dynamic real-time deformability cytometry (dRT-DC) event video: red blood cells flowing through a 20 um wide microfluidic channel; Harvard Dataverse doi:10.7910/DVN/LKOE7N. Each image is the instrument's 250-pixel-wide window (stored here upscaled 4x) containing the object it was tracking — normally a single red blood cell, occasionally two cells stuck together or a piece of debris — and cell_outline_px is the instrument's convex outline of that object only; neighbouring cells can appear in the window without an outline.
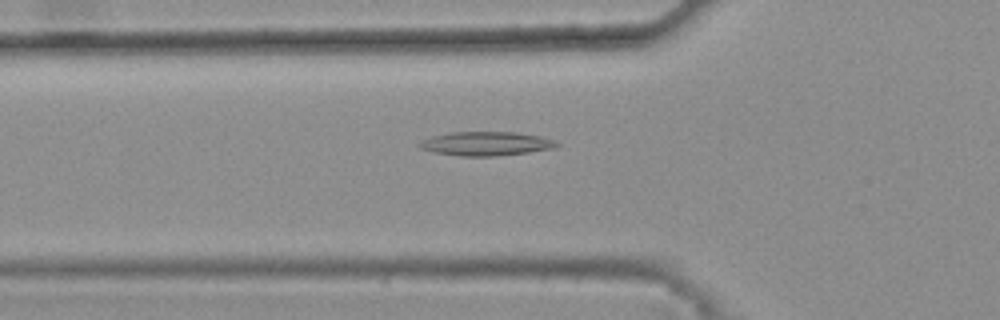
{"species": "common noctule bat (a hibernating species)", "species_latin": "Nyctalus noctula", "temperature_condition": "warm", "stored_images_in_passage": 39, "camera_frame_rate_fps": 3000, "um_per_image_px": 0.085, "animal": {"sex": "female", "body_mass_g": 25.1}, "frame": {"image": 1, "passage_image": 9, "time_ms": 2.667, "image_size_px": [1000, 320], "cell_outline_px": [[560, 144], [556, 148], [528, 152], [496, 156], [460, 156], [432, 152], [420, 148], [416, 144], [432, 136], [448, 132], [516, 132], [540, 136], [552, 140]], "centroid_in_image_um": [41.29, 12.21], "position_along_channel_um": 84.5, "area_um2": 19.19}}
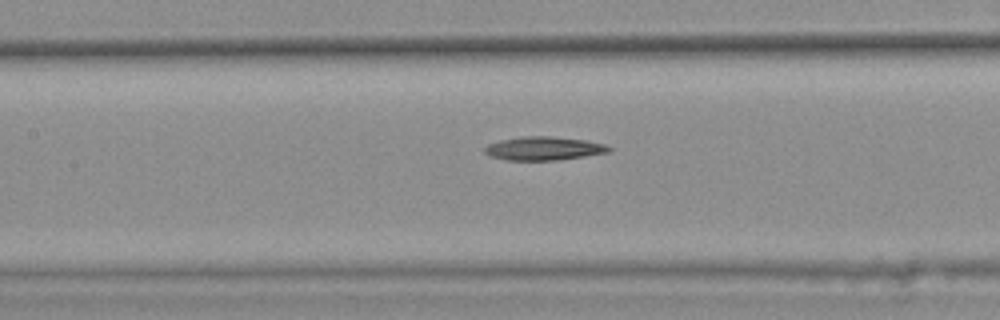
{"frame": {"image": 2, "passage_image": 15, "time_ms": 4.667, "image_size_px": [1000, 320], "cell_outline_px": [[612, 148], [608, 152], [584, 156], [556, 160], [508, 160], [492, 156], [484, 152], [484, 148], [488, 144], [500, 140], [520, 136], [552, 136], [588, 140], [604, 144]], "centroid_in_image_um": [46.22, 12.6], "position_along_channel_um": 161.2, "area_um2": 16.99}}
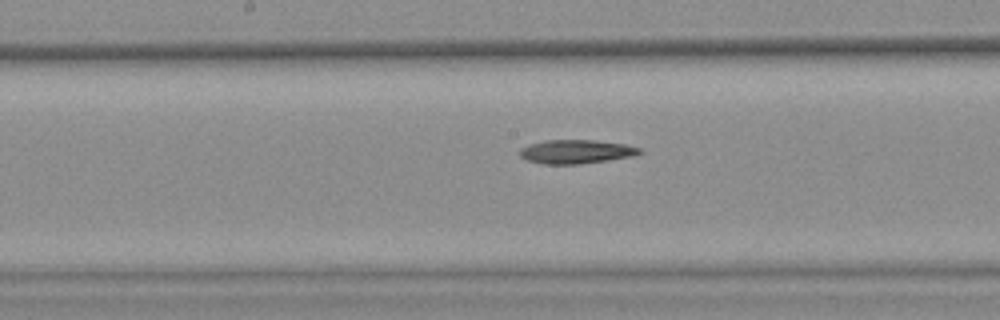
{"frame": {"image": 3, "passage_image": 18, "time_ms": 5.667, "image_size_px": [1000, 320], "cell_outline_px": [[644, 152], [636, 156], [608, 160], [576, 164], [544, 164], [528, 160], [520, 156], [520, 148], [528, 144], [548, 140], [596, 140], [624, 144], [640, 148]], "centroid_in_image_um": [49.0, 12.89], "position_along_channel_um": 199.2, "area_um2": 16.65}}